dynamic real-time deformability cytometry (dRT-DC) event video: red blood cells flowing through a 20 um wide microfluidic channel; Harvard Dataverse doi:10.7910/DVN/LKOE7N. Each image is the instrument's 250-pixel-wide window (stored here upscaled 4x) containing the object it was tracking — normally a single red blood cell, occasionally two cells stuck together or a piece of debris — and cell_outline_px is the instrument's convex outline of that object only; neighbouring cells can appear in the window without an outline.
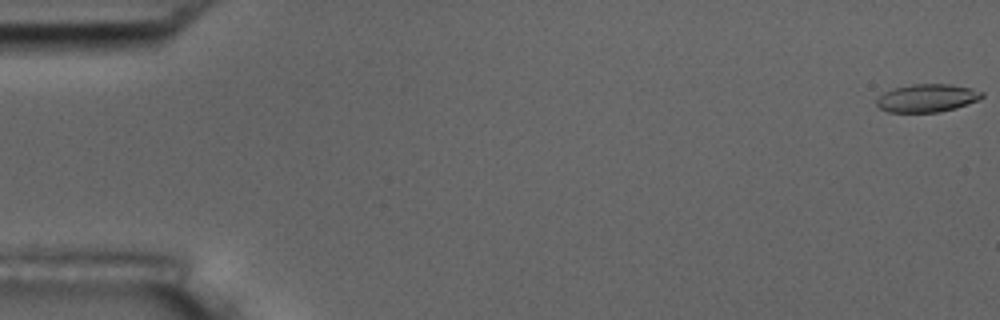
{"species": "common noctule bat (a hibernating species)", "species_latin": "Nyctalus noctula", "temperature_condition": "room temperature", "stored_images_in_passage": 56, "camera_frame_rate_fps": 3000, "um_per_image_px": 0.085, "animal": {"sex": "male", "body_mass_g": 17.5, "forearm_length_mm": 52.3}, "frame": {"image": 1, "passage_image": 1, "time_ms": 0.0, "image_size_px": [1000, 320], "cell_outline_px": [[984, 96], [976, 100], [940, 112], [888, 112], [880, 108], [876, 104], [876, 100], [884, 92], [892, 88], [912, 84], [952, 84], [972, 88], [984, 92]], "centroid_in_image_um": [78.77, 8.32], "position_along_channel_um": 6.2, "area_um2": 17.05}}
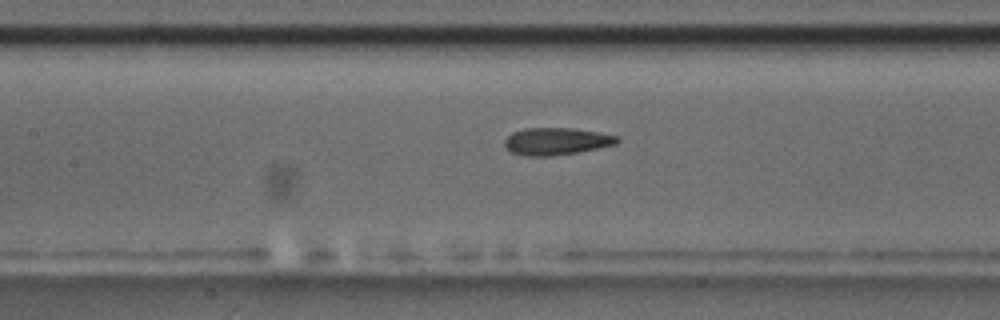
{"frame": {"image": 2, "passage_image": 26, "time_ms": 8.333, "image_size_px": [1000, 320], "cell_outline_px": [[620, 140], [616, 144], [600, 148], [580, 152], [552, 156], [528, 156], [512, 152], [504, 144], [504, 140], [512, 132], [524, 128], [572, 128], [600, 132], [620, 136]], "centroid_in_image_um": [47.34, 12.0], "position_along_channel_um": 160.1, "area_um2": 18.03}}
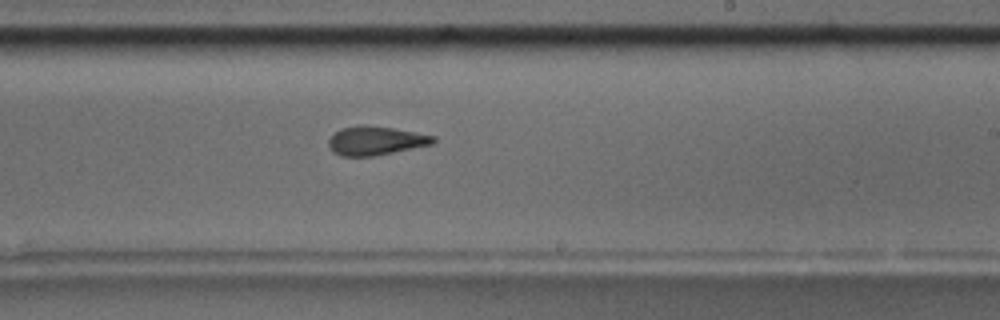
{"frame": {"image": 3, "passage_image": 34, "time_ms": 11.0, "image_size_px": [1000, 320], "cell_outline_px": [[436, 140], [432, 144], [376, 156], [340, 156], [332, 152], [328, 148], [328, 140], [340, 128], [360, 124], [364, 124], [392, 128], [436, 136]], "centroid_in_image_um": [31.89, 11.96], "position_along_channel_um": 257.1, "area_um2": 17.74}, "authors_computed_cell_mechanics": {"area_um2": 17.5712, "velocity_mm_per_s": 3.6545, "shape_relaxation_time_tau1_ms": 8.7701, "shape_relaxation_time_tau2_ms": 2.787, "deformation_change_tau1": 0.2011, "deformation_change_tau2": 0.113}}